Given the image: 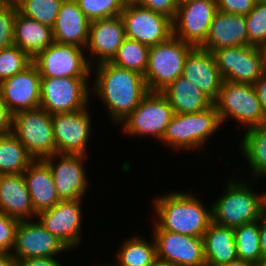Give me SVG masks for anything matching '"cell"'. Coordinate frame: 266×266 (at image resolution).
Returning a JSON list of instances; mask_svg holds the SVG:
<instances>
[{"mask_svg": "<svg viewBox=\"0 0 266 266\" xmlns=\"http://www.w3.org/2000/svg\"><path fill=\"white\" fill-rule=\"evenodd\" d=\"M96 71L91 91L102 100L112 123L119 125L149 93L144 76L109 61L92 66ZM106 105V106H105Z\"/></svg>", "mask_w": 266, "mask_h": 266, "instance_id": "1", "label": "cell"}, {"mask_svg": "<svg viewBox=\"0 0 266 266\" xmlns=\"http://www.w3.org/2000/svg\"><path fill=\"white\" fill-rule=\"evenodd\" d=\"M154 230H164L188 236L202 237L212 222L209 208L200 198L188 192L176 191L154 198Z\"/></svg>", "mask_w": 266, "mask_h": 266, "instance_id": "2", "label": "cell"}, {"mask_svg": "<svg viewBox=\"0 0 266 266\" xmlns=\"http://www.w3.org/2000/svg\"><path fill=\"white\" fill-rule=\"evenodd\" d=\"M211 204L212 222L236 228L258 221L265 209V193L255 192L243 179H231Z\"/></svg>", "mask_w": 266, "mask_h": 266, "instance_id": "3", "label": "cell"}, {"mask_svg": "<svg viewBox=\"0 0 266 266\" xmlns=\"http://www.w3.org/2000/svg\"><path fill=\"white\" fill-rule=\"evenodd\" d=\"M216 106L207 110L173 114L161 142L174 151L202 150L208 138L221 126Z\"/></svg>", "mask_w": 266, "mask_h": 266, "instance_id": "4", "label": "cell"}, {"mask_svg": "<svg viewBox=\"0 0 266 266\" xmlns=\"http://www.w3.org/2000/svg\"><path fill=\"white\" fill-rule=\"evenodd\" d=\"M213 104L221 124L232 117L241 127L246 125L245 129L263 126L261 102L254 85L224 80Z\"/></svg>", "mask_w": 266, "mask_h": 266, "instance_id": "5", "label": "cell"}, {"mask_svg": "<svg viewBox=\"0 0 266 266\" xmlns=\"http://www.w3.org/2000/svg\"><path fill=\"white\" fill-rule=\"evenodd\" d=\"M192 45L173 35L165 42L150 47L144 75L149 92H161L183 73V65Z\"/></svg>", "mask_w": 266, "mask_h": 266, "instance_id": "6", "label": "cell"}, {"mask_svg": "<svg viewBox=\"0 0 266 266\" xmlns=\"http://www.w3.org/2000/svg\"><path fill=\"white\" fill-rule=\"evenodd\" d=\"M12 133L35 159L56 154L52 115L41 108L13 115Z\"/></svg>", "mask_w": 266, "mask_h": 266, "instance_id": "7", "label": "cell"}, {"mask_svg": "<svg viewBox=\"0 0 266 266\" xmlns=\"http://www.w3.org/2000/svg\"><path fill=\"white\" fill-rule=\"evenodd\" d=\"M173 114V108L161 92H149L120 126L125 135H150L161 142Z\"/></svg>", "mask_w": 266, "mask_h": 266, "instance_id": "8", "label": "cell"}, {"mask_svg": "<svg viewBox=\"0 0 266 266\" xmlns=\"http://www.w3.org/2000/svg\"><path fill=\"white\" fill-rule=\"evenodd\" d=\"M89 78H41L39 108L49 114L72 113L90 104ZM88 103V104H87Z\"/></svg>", "mask_w": 266, "mask_h": 266, "instance_id": "9", "label": "cell"}, {"mask_svg": "<svg viewBox=\"0 0 266 266\" xmlns=\"http://www.w3.org/2000/svg\"><path fill=\"white\" fill-rule=\"evenodd\" d=\"M85 49L53 42L33 59L41 78H90L92 66L85 56Z\"/></svg>", "mask_w": 266, "mask_h": 266, "instance_id": "10", "label": "cell"}, {"mask_svg": "<svg viewBox=\"0 0 266 266\" xmlns=\"http://www.w3.org/2000/svg\"><path fill=\"white\" fill-rule=\"evenodd\" d=\"M127 38L148 47L167 41L173 35L172 20L136 1L126 2L120 15Z\"/></svg>", "mask_w": 266, "mask_h": 266, "instance_id": "11", "label": "cell"}, {"mask_svg": "<svg viewBox=\"0 0 266 266\" xmlns=\"http://www.w3.org/2000/svg\"><path fill=\"white\" fill-rule=\"evenodd\" d=\"M217 11L216 0H187L179 3L172 21L173 36L193 47H201Z\"/></svg>", "mask_w": 266, "mask_h": 266, "instance_id": "12", "label": "cell"}, {"mask_svg": "<svg viewBox=\"0 0 266 266\" xmlns=\"http://www.w3.org/2000/svg\"><path fill=\"white\" fill-rule=\"evenodd\" d=\"M212 54L224 80L254 85L264 73L257 46L223 47Z\"/></svg>", "mask_w": 266, "mask_h": 266, "instance_id": "13", "label": "cell"}, {"mask_svg": "<svg viewBox=\"0 0 266 266\" xmlns=\"http://www.w3.org/2000/svg\"><path fill=\"white\" fill-rule=\"evenodd\" d=\"M84 155L53 154L42 160L49 166L61 200H83L88 191ZM58 160V162H54Z\"/></svg>", "mask_w": 266, "mask_h": 266, "instance_id": "14", "label": "cell"}, {"mask_svg": "<svg viewBox=\"0 0 266 266\" xmlns=\"http://www.w3.org/2000/svg\"><path fill=\"white\" fill-rule=\"evenodd\" d=\"M88 108L72 113L52 114L56 153L87 156L93 125Z\"/></svg>", "mask_w": 266, "mask_h": 266, "instance_id": "15", "label": "cell"}, {"mask_svg": "<svg viewBox=\"0 0 266 266\" xmlns=\"http://www.w3.org/2000/svg\"><path fill=\"white\" fill-rule=\"evenodd\" d=\"M82 200H60L54 207L40 211L38 221L71 251L82 239Z\"/></svg>", "mask_w": 266, "mask_h": 266, "instance_id": "16", "label": "cell"}, {"mask_svg": "<svg viewBox=\"0 0 266 266\" xmlns=\"http://www.w3.org/2000/svg\"><path fill=\"white\" fill-rule=\"evenodd\" d=\"M70 249L47 231L37 220L20 221L16 229L15 245L11 255L15 260L36 257H59Z\"/></svg>", "mask_w": 266, "mask_h": 266, "instance_id": "17", "label": "cell"}, {"mask_svg": "<svg viewBox=\"0 0 266 266\" xmlns=\"http://www.w3.org/2000/svg\"><path fill=\"white\" fill-rule=\"evenodd\" d=\"M40 96L41 76L33 63L0 83V97L13 115L39 108Z\"/></svg>", "mask_w": 266, "mask_h": 266, "instance_id": "18", "label": "cell"}, {"mask_svg": "<svg viewBox=\"0 0 266 266\" xmlns=\"http://www.w3.org/2000/svg\"><path fill=\"white\" fill-rule=\"evenodd\" d=\"M157 258L178 266H206L204 241L194 237L164 230H152Z\"/></svg>", "mask_w": 266, "mask_h": 266, "instance_id": "19", "label": "cell"}, {"mask_svg": "<svg viewBox=\"0 0 266 266\" xmlns=\"http://www.w3.org/2000/svg\"><path fill=\"white\" fill-rule=\"evenodd\" d=\"M125 38L124 22L121 16L91 21L88 43L85 48L90 54V57L87 56L89 64L93 66L110 61ZM91 56L94 58L92 59Z\"/></svg>", "mask_w": 266, "mask_h": 266, "instance_id": "20", "label": "cell"}, {"mask_svg": "<svg viewBox=\"0 0 266 266\" xmlns=\"http://www.w3.org/2000/svg\"><path fill=\"white\" fill-rule=\"evenodd\" d=\"M182 76L213 102L217 99L224 81L212 52L201 47H193L187 54Z\"/></svg>", "mask_w": 266, "mask_h": 266, "instance_id": "21", "label": "cell"}, {"mask_svg": "<svg viewBox=\"0 0 266 266\" xmlns=\"http://www.w3.org/2000/svg\"><path fill=\"white\" fill-rule=\"evenodd\" d=\"M90 22L75 0H64L52 27L54 42L85 49Z\"/></svg>", "mask_w": 266, "mask_h": 266, "instance_id": "22", "label": "cell"}, {"mask_svg": "<svg viewBox=\"0 0 266 266\" xmlns=\"http://www.w3.org/2000/svg\"><path fill=\"white\" fill-rule=\"evenodd\" d=\"M236 46H249L245 16L217 11L201 48L213 52Z\"/></svg>", "mask_w": 266, "mask_h": 266, "instance_id": "23", "label": "cell"}, {"mask_svg": "<svg viewBox=\"0 0 266 266\" xmlns=\"http://www.w3.org/2000/svg\"><path fill=\"white\" fill-rule=\"evenodd\" d=\"M0 211L19 221L37 218L23 174L0 175Z\"/></svg>", "mask_w": 266, "mask_h": 266, "instance_id": "24", "label": "cell"}, {"mask_svg": "<svg viewBox=\"0 0 266 266\" xmlns=\"http://www.w3.org/2000/svg\"><path fill=\"white\" fill-rule=\"evenodd\" d=\"M23 177L35 212L54 207L61 199L52 172L43 160H34L23 172Z\"/></svg>", "mask_w": 266, "mask_h": 266, "instance_id": "25", "label": "cell"}, {"mask_svg": "<svg viewBox=\"0 0 266 266\" xmlns=\"http://www.w3.org/2000/svg\"><path fill=\"white\" fill-rule=\"evenodd\" d=\"M161 93L167 98L175 114L207 110L213 101L182 75L171 82Z\"/></svg>", "mask_w": 266, "mask_h": 266, "instance_id": "26", "label": "cell"}, {"mask_svg": "<svg viewBox=\"0 0 266 266\" xmlns=\"http://www.w3.org/2000/svg\"><path fill=\"white\" fill-rule=\"evenodd\" d=\"M54 42L52 28L25 17L17 11L15 17L14 44L32 59Z\"/></svg>", "mask_w": 266, "mask_h": 266, "instance_id": "27", "label": "cell"}, {"mask_svg": "<svg viewBox=\"0 0 266 266\" xmlns=\"http://www.w3.org/2000/svg\"><path fill=\"white\" fill-rule=\"evenodd\" d=\"M203 241L206 264H224L238 259L233 228L211 222Z\"/></svg>", "mask_w": 266, "mask_h": 266, "instance_id": "28", "label": "cell"}, {"mask_svg": "<svg viewBox=\"0 0 266 266\" xmlns=\"http://www.w3.org/2000/svg\"><path fill=\"white\" fill-rule=\"evenodd\" d=\"M239 146L253 179L266 178V125L245 129Z\"/></svg>", "mask_w": 266, "mask_h": 266, "instance_id": "29", "label": "cell"}, {"mask_svg": "<svg viewBox=\"0 0 266 266\" xmlns=\"http://www.w3.org/2000/svg\"><path fill=\"white\" fill-rule=\"evenodd\" d=\"M151 242L142 236L128 237L118 247L115 266H152L157 258L154 237ZM153 240V241H152Z\"/></svg>", "mask_w": 266, "mask_h": 266, "instance_id": "30", "label": "cell"}, {"mask_svg": "<svg viewBox=\"0 0 266 266\" xmlns=\"http://www.w3.org/2000/svg\"><path fill=\"white\" fill-rule=\"evenodd\" d=\"M34 160L13 133L0 136V175L23 174Z\"/></svg>", "mask_w": 266, "mask_h": 266, "instance_id": "31", "label": "cell"}, {"mask_svg": "<svg viewBox=\"0 0 266 266\" xmlns=\"http://www.w3.org/2000/svg\"><path fill=\"white\" fill-rule=\"evenodd\" d=\"M149 50L150 47L126 37L109 62L144 76L148 66Z\"/></svg>", "mask_w": 266, "mask_h": 266, "instance_id": "32", "label": "cell"}, {"mask_svg": "<svg viewBox=\"0 0 266 266\" xmlns=\"http://www.w3.org/2000/svg\"><path fill=\"white\" fill-rule=\"evenodd\" d=\"M238 259L254 265L264 260L259 240V220L233 229Z\"/></svg>", "mask_w": 266, "mask_h": 266, "instance_id": "33", "label": "cell"}, {"mask_svg": "<svg viewBox=\"0 0 266 266\" xmlns=\"http://www.w3.org/2000/svg\"><path fill=\"white\" fill-rule=\"evenodd\" d=\"M64 0H16L18 12L44 25L53 27Z\"/></svg>", "mask_w": 266, "mask_h": 266, "instance_id": "34", "label": "cell"}, {"mask_svg": "<svg viewBox=\"0 0 266 266\" xmlns=\"http://www.w3.org/2000/svg\"><path fill=\"white\" fill-rule=\"evenodd\" d=\"M32 58L15 44L0 50V83L22 72L32 64Z\"/></svg>", "mask_w": 266, "mask_h": 266, "instance_id": "35", "label": "cell"}, {"mask_svg": "<svg viewBox=\"0 0 266 266\" xmlns=\"http://www.w3.org/2000/svg\"><path fill=\"white\" fill-rule=\"evenodd\" d=\"M79 9L90 20L120 16L126 0H75Z\"/></svg>", "mask_w": 266, "mask_h": 266, "instance_id": "36", "label": "cell"}, {"mask_svg": "<svg viewBox=\"0 0 266 266\" xmlns=\"http://www.w3.org/2000/svg\"><path fill=\"white\" fill-rule=\"evenodd\" d=\"M245 20L249 45L259 47L266 42V0H257Z\"/></svg>", "mask_w": 266, "mask_h": 266, "instance_id": "37", "label": "cell"}, {"mask_svg": "<svg viewBox=\"0 0 266 266\" xmlns=\"http://www.w3.org/2000/svg\"><path fill=\"white\" fill-rule=\"evenodd\" d=\"M16 3L3 0L0 3V50L14 44Z\"/></svg>", "mask_w": 266, "mask_h": 266, "instance_id": "38", "label": "cell"}, {"mask_svg": "<svg viewBox=\"0 0 266 266\" xmlns=\"http://www.w3.org/2000/svg\"><path fill=\"white\" fill-rule=\"evenodd\" d=\"M19 220L0 211V253L12 252Z\"/></svg>", "mask_w": 266, "mask_h": 266, "instance_id": "39", "label": "cell"}, {"mask_svg": "<svg viewBox=\"0 0 266 266\" xmlns=\"http://www.w3.org/2000/svg\"><path fill=\"white\" fill-rule=\"evenodd\" d=\"M257 0H216L220 12L246 16Z\"/></svg>", "mask_w": 266, "mask_h": 266, "instance_id": "40", "label": "cell"}, {"mask_svg": "<svg viewBox=\"0 0 266 266\" xmlns=\"http://www.w3.org/2000/svg\"><path fill=\"white\" fill-rule=\"evenodd\" d=\"M140 5L174 20L179 6L178 0H136Z\"/></svg>", "mask_w": 266, "mask_h": 266, "instance_id": "41", "label": "cell"}, {"mask_svg": "<svg viewBox=\"0 0 266 266\" xmlns=\"http://www.w3.org/2000/svg\"><path fill=\"white\" fill-rule=\"evenodd\" d=\"M15 266H63L57 257H36L15 260Z\"/></svg>", "mask_w": 266, "mask_h": 266, "instance_id": "42", "label": "cell"}, {"mask_svg": "<svg viewBox=\"0 0 266 266\" xmlns=\"http://www.w3.org/2000/svg\"><path fill=\"white\" fill-rule=\"evenodd\" d=\"M13 114L0 97V136L12 133Z\"/></svg>", "mask_w": 266, "mask_h": 266, "instance_id": "43", "label": "cell"}, {"mask_svg": "<svg viewBox=\"0 0 266 266\" xmlns=\"http://www.w3.org/2000/svg\"><path fill=\"white\" fill-rule=\"evenodd\" d=\"M254 87L261 102L263 125H266V72L254 83Z\"/></svg>", "mask_w": 266, "mask_h": 266, "instance_id": "44", "label": "cell"}, {"mask_svg": "<svg viewBox=\"0 0 266 266\" xmlns=\"http://www.w3.org/2000/svg\"><path fill=\"white\" fill-rule=\"evenodd\" d=\"M259 240L263 259H266V209L259 219Z\"/></svg>", "mask_w": 266, "mask_h": 266, "instance_id": "45", "label": "cell"}, {"mask_svg": "<svg viewBox=\"0 0 266 266\" xmlns=\"http://www.w3.org/2000/svg\"><path fill=\"white\" fill-rule=\"evenodd\" d=\"M206 266H255V265L249 261L236 259L234 261H230L224 264H206Z\"/></svg>", "mask_w": 266, "mask_h": 266, "instance_id": "46", "label": "cell"}, {"mask_svg": "<svg viewBox=\"0 0 266 266\" xmlns=\"http://www.w3.org/2000/svg\"><path fill=\"white\" fill-rule=\"evenodd\" d=\"M0 266H15V259L10 253H0Z\"/></svg>", "mask_w": 266, "mask_h": 266, "instance_id": "47", "label": "cell"}, {"mask_svg": "<svg viewBox=\"0 0 266 266\" xmlns=\"http://www.w3.org/2000/svg\"><path fill=\"white\" fill-rule=\"evenodd\" d=\"M261 55H262V66H263V70L264 72H266V42L262 43L259 46Z\"/></svg>", "mask_w": 266, "mask_h": 266, "instance_id": "48", "label": "cell"}, {"mask_svg": "<svg viewBox=\"0 0 266 266\" xmlns=\"http://www.w3.org/2000/svg\"><path fill=\"white\" fill-rule=\"evenodd\" d=\"M152 266H178V265H175L174 263L169 261L156 258Z\"/></svg>", "mask_w": 266, "mask_h": 266, "instance_id": "49", "label": "cell"}, {"mask_svg": "<svg viewBox=\"0 0 266 266\" xmlns=\"http://www.w3.org/2000/svg\"><path fill=\"white\" fill-rule=\"evenodd\" d=\"M255 266H266V259L260 261L258 264H256Z\"/></svg>", "mask_w": 266, "mask_h": 266, "instance_id": "50", "label": "cell"}, {"mask_svg": "<svg viewBox=\"0 0 266 266\" xmlns=\"http://www.w3.org/2000/svg\"><path fill=\"white\" fill-rule=\"evenodd\" d=\"M92 266H93V265H92ZM94 266H115V265H113V264L111 265V264H108V263H107V264H105V265H104V264H102V265L99 264V265H94Z\"/></svg>", "mask_w": 266, "mask_h": 266, "instance_id": "51", "label": "cell"}, {"mask_svg": "<svg viewBox=\"0 0 266 266\" xmlns=\"http://www.w3.org/2000/svg\"><path fill=\"white\" fill-rule=\"evenodd\" d=\"M184 1H187V0H178L179 3H182V2H184Z\"/></svg>", "mask_w": 266, "mask_h": 266, "instance_id": "52", "label": "cell"}, {"mask_svg": "<svg viewBox=\"0 0 266 266\" xmlns=\"http://www.w3.org/2000/svg\"><path fill=\"white\" fill-rule=\"evenodd\" d=\"M265 193V209H266V192H264Z\"/></svg>", "mask_w": 266, "mask_h": 266, "instance_id": "53", "label": "cell"}]
</instances>
